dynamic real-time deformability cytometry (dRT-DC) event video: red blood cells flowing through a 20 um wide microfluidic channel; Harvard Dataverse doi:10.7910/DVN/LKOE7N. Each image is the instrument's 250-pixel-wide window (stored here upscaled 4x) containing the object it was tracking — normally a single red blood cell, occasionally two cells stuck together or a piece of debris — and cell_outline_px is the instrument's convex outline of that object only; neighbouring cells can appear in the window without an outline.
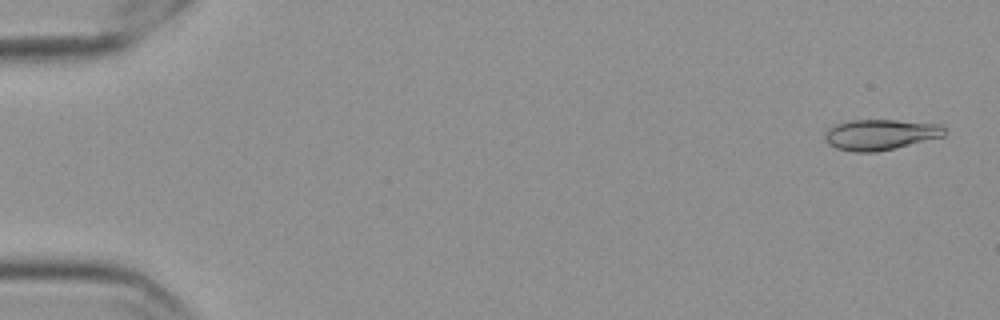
{"species": "Egyptian fruit bat (a non-hibernating species)", "species_latin": "Rousettus aegyptiacus", "temperature_condition": "cold", "stored_images_in_passage": 57, "camera_frame_rate_fps": 3000, "um_per_image_px": 0.085, "frame": {"image": 1, "passage_image": 2, "time_ms": 0.333, "image_size_px": [1000, 320], "cell_outline_px": [[948, 132], [944, 136], [896, 148], [876, 152], [852, 152], [836, 148], [828, 144], [824, 140], [824, 132], [828, 128], [836, 124], [848, 120], [896, 120], [940, 124]], "centroid_in_image_um": [74.81, 11.44], "position_along_channel_um": 10.2, "area_um2": 21.62}}
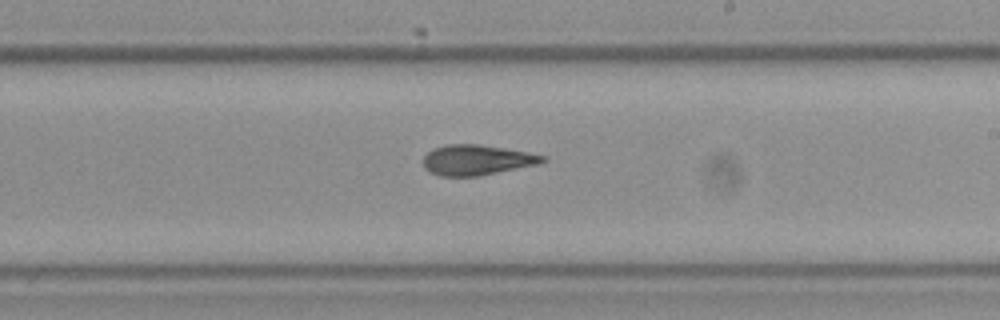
{"frame": {"image": 2, "passage_image": 34, "time_ms": 11.0, "image_size_px": [1000, 320], "cell_outline_px": [[548, 160], [540, 164], [480, 176], [440, 176], [428, 172], [424, 168], [424, 156], [432, 148], [444, 144], [480, 144], [528, 152], [548, 156]], "centroid_in_image_um": [40.55, 13.6], "position_along_channel_um": 248.5, "area_um2": 21.44}}
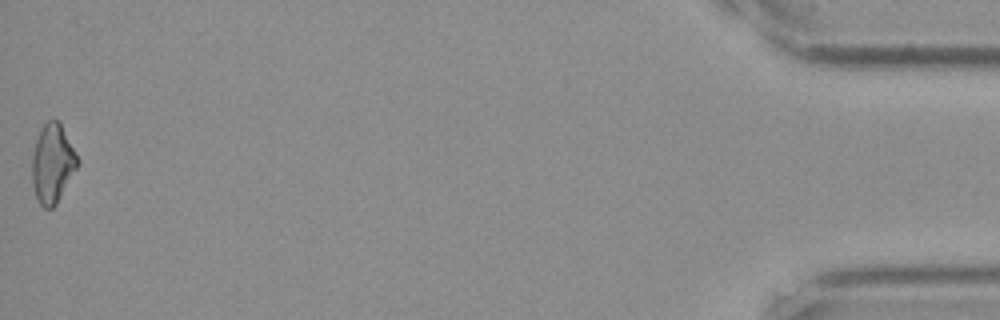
{"frame": {"image": 3, "passage_image": 57, "time_ms": 18.667, "image_size_px": [1000, 320], "cell_outline_px": [[80, 160], [76, 168], [56, 204], [52, 208], [44, 208], [36, 200], [32, 184], [32, 156], [36, 140], [44, 124], [48, 120], [60, 120]], "centroid_in_image_um": [4.46, 13.89], "position_along_channel_um": 430.7, "area_um2": 20.87}, "authors_computed_cell_mechanics": {"area_um2": 21.1548, "velocity_mm_per_s": 3.5687, "shape_relaxation_time_tau1_ms": 6.3214, "shape_relaxation_time_tau2_ms": 3.1499, "deformation_change_tau1": 0.1863, "deformation_change_tau2": 0.1132}}